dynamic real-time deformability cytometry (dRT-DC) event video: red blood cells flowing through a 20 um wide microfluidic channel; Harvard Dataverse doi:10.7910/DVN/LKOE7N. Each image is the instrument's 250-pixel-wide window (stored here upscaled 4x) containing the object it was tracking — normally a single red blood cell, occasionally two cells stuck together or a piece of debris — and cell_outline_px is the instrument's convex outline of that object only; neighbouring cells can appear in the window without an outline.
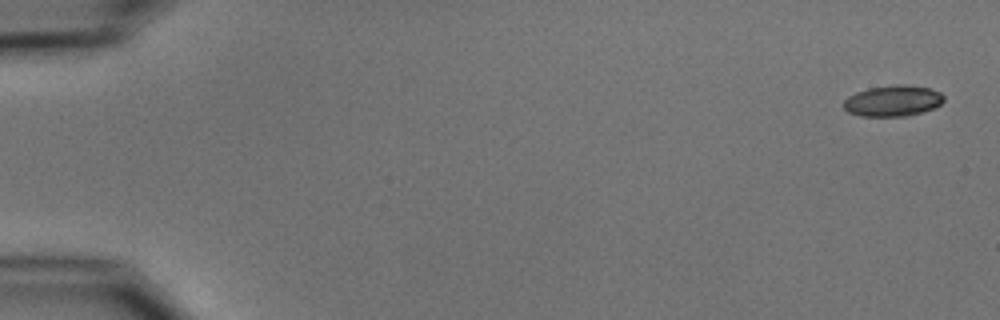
{"species": "common noctule bat (a hibernating species)", "species_latin": "Nyctalus noctula", "temperature_condition": "cold", "stored_images_in_passage": 11, "camera_frame_rate_fps": 3000, "um_per_image_px": 0.085, "animal": {"sex": "male", "body_mass_g": 15.6}, "frame": {"image": 1, "passage_image": 1, "time_ms": 0.0, "image_size_px": [1000, 320], "cell_outline_px": [[944, 100], [940, 104], [932, 108], [920, 112], [904, 116], [860, 116], [848, 112], [844, 108], [844, 100], [848, 96], [856, 92], [868, 88], [892, 84], [908, 84], [928, 88], [940, 92], [944, 96]], "centroid_in_image_um": [75.87, 8.55], "position_along_channel_um": 9.1, "area_um2": 18.09}}
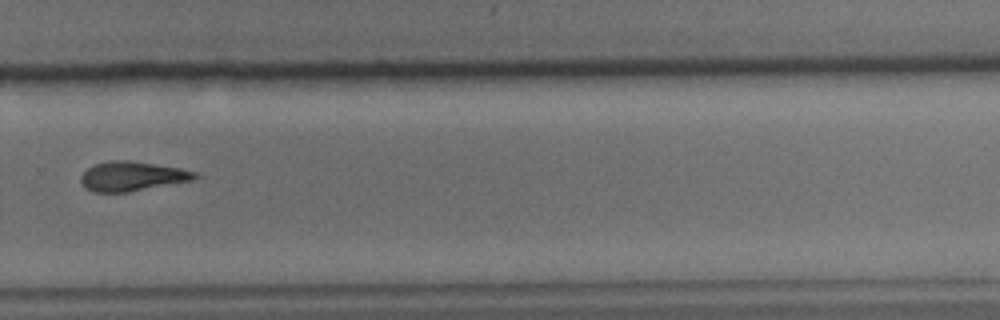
{"frame": {"image": 2, "passage_image": 11, "time_ms": 12.333, "image_size_px": [1000, 320], "cell_outline_px": [[200, 176], [192, 180], [128, 192], [92, 192], [80, 180], [80, 176], [88, 168], [96, 164], [108, 160], [132, 160], [180, 168], [200, 172]], "centroid_in_image_um": [11.27, 14.97], "position_along_channel_um": 318.5, "area_um2": 19.59}}